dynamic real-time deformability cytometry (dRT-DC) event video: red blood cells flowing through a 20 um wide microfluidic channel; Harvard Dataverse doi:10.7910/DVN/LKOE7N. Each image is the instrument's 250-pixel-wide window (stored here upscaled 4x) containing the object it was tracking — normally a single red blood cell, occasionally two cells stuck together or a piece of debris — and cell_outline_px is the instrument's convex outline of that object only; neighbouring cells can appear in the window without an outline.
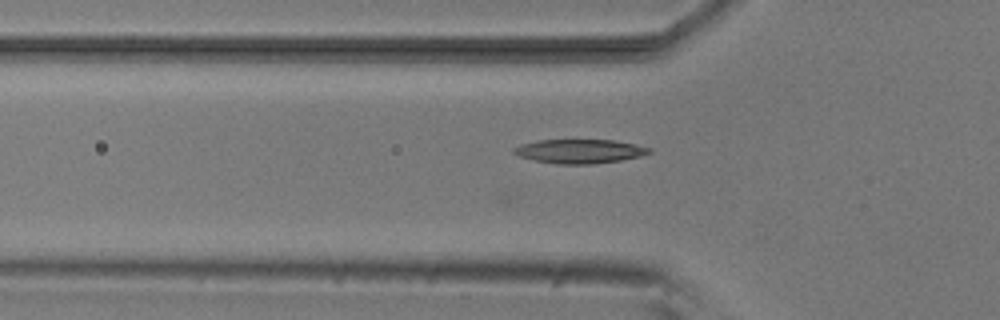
{"species": "common noctule bat (a hibernating species)", "species_latin": "Nyctalus noctula", "temperature_condition": "room temperature", "stored_images_in_passage": 37, "camera_frame_rate_fps": 3000, "um_per_image_px": 0.085, "animal": {"sex": "male", "body_mass_g": 20.5, "forearm_length_mm": 52.5}, "frame": {"image": 1, "passage_image": 5, "time_ms": 1.333, "image_size_px": [1000, 320], "cell_outline_px": [[652, 152], [640, 156], [620, 160], [596, 164], [556, 164], [536, 160], [520, 156], [512, 152], [512, 148], [520, 144], [536, 140], [612, 140], [636, 144], [652, 148]], "centroid_in_image_um": [49.27, 12.85], "position_along_channel_um": 76.5, "area_um2": 19.02}}
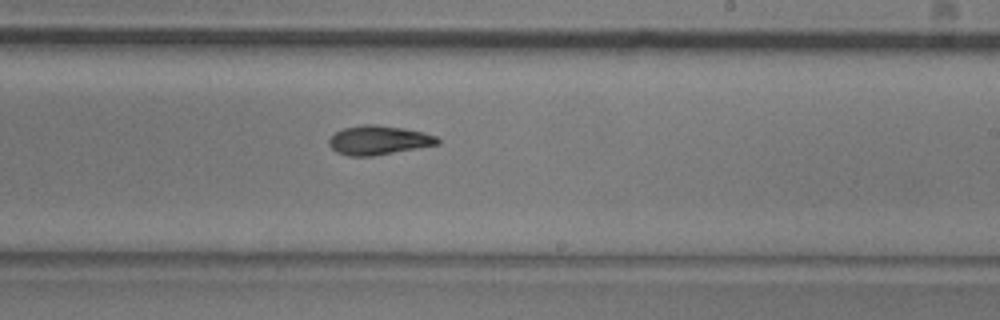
{"frame": {"image": 2, "passage_image": 19, "time_ms": 6.0, "image_size_px": [1000, 320], "cell_outline_px": [[440, 144], [372, 156], [348, 156], [336, 152], [328, 144], [328, 140], [336, 132], [344, 128], [364, 124], [376, 124], [404, 128], [424, 132], [436, 136], [440, 140]], "centroid_in_image_um": [32.19, 11.91], "position_along_channel_um": 256.8, "area_um2": 18.44}}
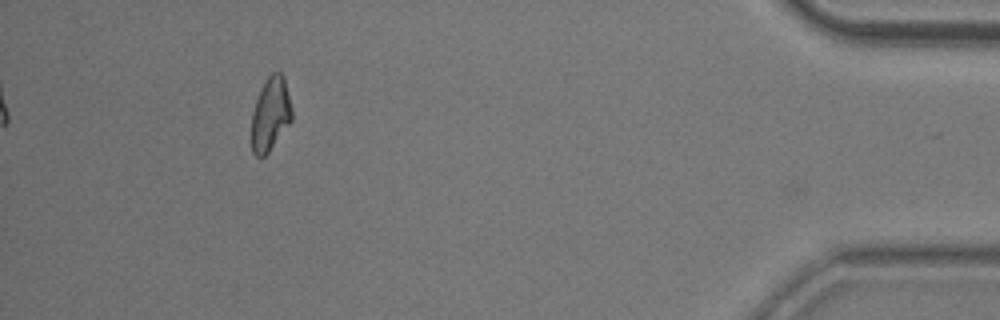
{"frame": {"image": 3, "passage_image": 36, "time_ms": 11.667, "image_size_px": [1000, 320], "cell_outline_px": [[292, 120], [268, 152], [264, 156], [256, 156], [252, 152], [252, 112], [260, 88], [268, 76], [272, 72], [280, 72], [284, 76], [292, 108]], "centroid_in_image_um": [22.99, 9.67], "position_along_channel_um": 412.2, "area_um2": 17.22}}